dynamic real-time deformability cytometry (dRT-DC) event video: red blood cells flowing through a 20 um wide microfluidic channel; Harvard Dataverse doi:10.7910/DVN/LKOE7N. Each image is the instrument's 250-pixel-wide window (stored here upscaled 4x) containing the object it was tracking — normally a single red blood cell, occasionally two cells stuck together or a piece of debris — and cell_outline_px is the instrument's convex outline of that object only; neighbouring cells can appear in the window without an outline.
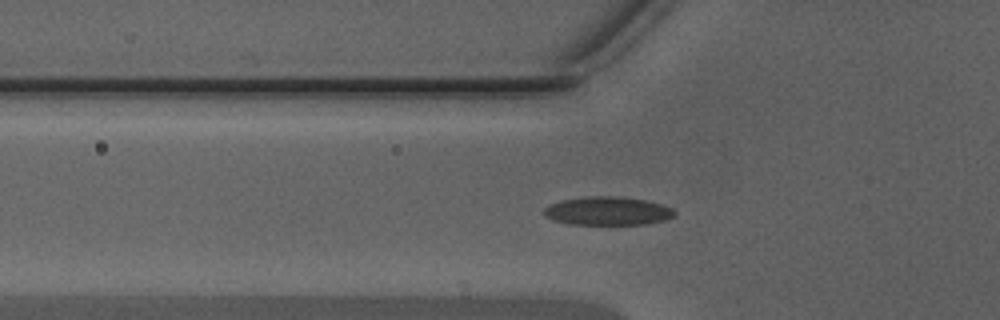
{"species": "Egyptian fruit bat (a non-hibernating species)", "species_latin": "Rousettus aegyptiacus", "temperature_condition": "warm", "stored_images_in_passage": 39, "camera_frame_rate_fps": 3000, "um_per_image_px": 0.085, "animal": {"sex": "male"}, "frame": {"image": 1, "passage_image": 7, "time_ms": 2.0, "image_size_px": [1000, 320], "cell_outline_px": [[676, 212], [672, 216], [664, 220], [644, 224], [572, 224], [552, 220], [544, 216], [544, 208], [548, 204], [560, 200], [588, 196], [620, 196], [644, 200], [660, 204], [672, 208]], "centroid_in_image_um": [51.59, 17.92], "position_along_channel_um": 74.2, "area_um2": 21.62}}
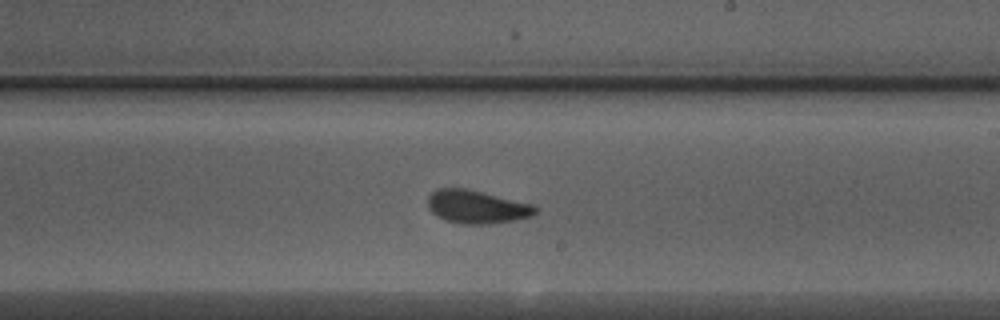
{"frame": {"image": 2, "passage_image": 19, "time_ms": 6.0, "image_size_px": [1000, 320], "cell_outline_px": [[540, 208], [532, 216], [512, 220], [488, 224], [460, 224], [444, 220], [432, 212], [428, 208], [428, 196], [436, 188], [464, 188], [532, 204]], "centroid_in_image_um": [40.5, 17.58], "position_along_channel_um": 248.5, "area_um2": 20.69}}
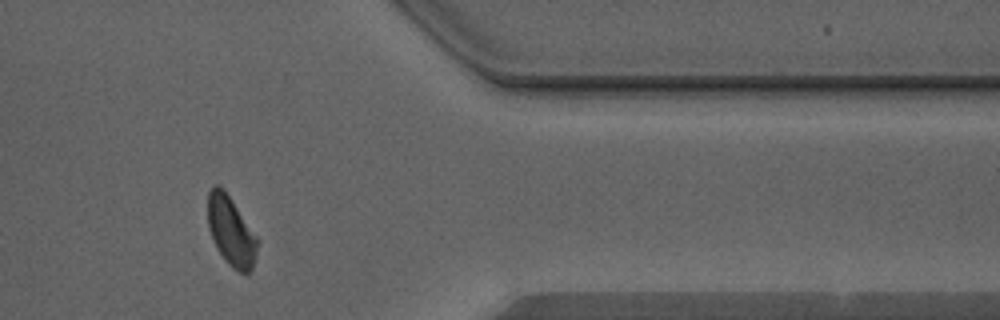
{"frame": {"image": 3, "passage_image": 30, "time_ms": 9.667, "image_size_px": [1000, 320], "cell_outline_px": [[260, 240], [256, 256], [252, 268], [248, 272], [240, 272], [232, 268], [228, 264], [216, 248], [212, 240], [208, 228], [208, 192], [216, 184], [224, 188]], "centroid_in_image_um": [19.65, 19.65], "position_along_channel_um": 391.8, "area_um2": 20.29}, "authors_computed_cell_mechanics": {"area_um2": 20.519, "velocity_mm_per_s": 4.3667, "shape_relaxation_time_tau1_ms": 3.2937, "shape_relaxation_time_tau2_ms": 1.2239, "deformation_change_tau1": 0.1118, "deformation_change_tau2": 0.0598}}